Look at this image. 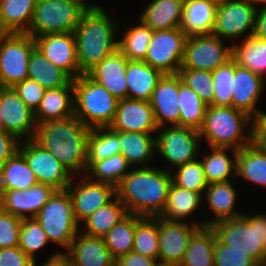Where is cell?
Listing matches in <instances>:
<instances>
[{
  "label": "cell",
  "instance_id": "cell-1",
  "mask_svg": "<svg viewBox=\"0 0 266 266\" xmlns=\"http://www.w3.org/2000/svg\"><path fill=\"white\" fill-rule=\"evenodd\" d=\"M171 184L172 176L167 167H134L117 184L116 196L128 214L156 217L166 207Z\"/></svg>",
  "mask_w": 266,
  "mask_h": 266
},
{
  "label": "cell",
  "instance_id": "cell-2",
  "mask_svg": "<svg viewBox=\"0 0 266 266\" xmlns=\"http://www.w3.org/2000/svg\"><path fill=\"white\" fill-rule=\"evenodd\" d=\"M89 132L90 128L72 115L38 124L34 140L57 158L73 176L85 175Z\"/></svg>",
  "mask_w": 266,
  "mask_h": 266
},
{
  "label": "cell",
  "instance_id": "cell-3",
  "mask_svg": "<svg viewBox=\"0 0 266 266\" xmlns=\"http://www.w3.org/2000/svg\"><path fill=\"white\" fill-rule=\"evenodd\" d=\"M98 4H91L81 15L74 33L80 72L87 74L106 56L118 49L116 34L120 25ZM119 29V30H118Z\"/></svg>",
  "mask_w": 266,
  "mask_h": 266
},
{
  "label": "cell",
  "instance_id": "cell-4",
  "mask_svg": "<svg viewBox=\"0 0 266 266\" xmlns=\"http://www.w3.org/2000/svg\"><path fill=\"white\" fill-rule=\"evenodd\" d=\"M251 117L232 106L207 105L202 128L201 141L206 139L209 147L242 149L250 144Z\"/></svg>",
  "mask_w": 266,
  "mask_h": 266
},
{
  "label": "cell",
  "instance_id": "cell-5",
  "mask_svg": "<svg viewBox=\"0 0 266 266\" xmlns=\"http://www.w3.org/2000/svg\"><path fill=\"white\" fill-rule=\"evenodd\" d=\"M211 227L223 244L244 252L259 266L262 264L266 253V212L219 220Z\"/></svg>",
  "mask_w": 266,
  "mask_h": 266
},
{
  "label": "cell",
  "instance_id": "cell-6",
  "mask_svg": "<svg viewBox=\"0 0 266 266\" xmlns=\"http://www.w3.org/2000/svg\"><path fill=\"white\" fill-rule=\"evenodd\" d=\"M74 115L87 127H109L116 116L118 99L87 74L73 79Z\"/></svg>",
  "mask_w": 266,
  "mask_h": 266
},
{
  "label": "cell",
  "instance_id": "cell-7",
  "mask_svg": "<svg viewBox=\"0 0 266 266\" xmlns=\"http://www.w3.org/2000/svg\"><path fill=\"white\" fill-rule=\"evenodd\" d=\"M89 6L90 3L85 0H37L26 33L35 38L45 34L74 32L81 15Z\"/></svg>",
  "mask_w": 266,
  "mask_h": 266
},
{
  "label": "cell",
  "instance_id": "cell-8",
  "mask_svg": "<svg viewBox=\"0 0 266 266\" xmlns=\"http://www.w3.org/2000/svg\"><path fill=\"white\" fill-rule=\"evenodd\" d=\"M34 218L46 232L49 242L64 247L65 252L80 232L67 190H57Z\"/></svg>",
  "mask_w": 266,
  "mask_h": 266
},
{
  "label": "cell",
  "instance_id": "cell-9",
  "mask_svg": "<svg viewBox=\"0 0 266 266\" xmlns=\"http://www.w3.org/2000/svg\"><path fill=\"white\" fill-rule=\"evenodd\" d=\"M36 48L27 33H9L0 44V87H13L28 77L29 58Z\"/></svg>",
  "mask_w": 266,
  "mask_h": 266
},
{
  "label": "cell",
  "instance_id": "cell-10",
  "mask_svg": "<svg viewBox=\"0 0 266 266\" xmlns=\"http://www.w3.org/2000/svg\"><path fill=\"white\" fill-rule=\"evenodd\" d=\"M156 152L175 168L199 158L201 138L198 130L180 126L158 128Z\"/></svg>",
  "mask_w": 266,
  "mask_h": 266
},
{
  "label": "cell",
  "instance_id": "cell-11",
  "mask_svg": "<svg viewBox=\"0 0 266 266\" xmlns=\"http://www.w3.org/2000/svg\"><path fill=\"white\" fill-rule=\"evenodd\" d=\"M188 36L181 28L153 31L144 62L164 74H177L181 68Z\"/></svg>",
  "mask_w": 266,
  "mask_h": 266
},
{
  "label": "cell",
  "instance_id": "cell-12",
  "mask_svg": "<svg viewBox=\"0 0 266 266\" xmlns=\"http://www.w3.org/2000/svg\"><path fill=\"white\" fill-rule=\"evenodd\" d=\"M257 9L250 0H219L212 35L230 41L253 35Z\"/></svg>",
  "mask_w": 266,
  "mask_h": 266
},
{
  "label": "cell",
  "instance_id": "cell-13",
  "mask_svg": "<svg viewBox=\"0 0 266 266\" xmlns=\"http://www.w3.org/2000/svg\"><path fill=\"white\" fill-rule=\"evenodd\" d=\"M232 59V45L214 35L189 36L180 69L214 71Z\"/></svg>",
  "mask_w": 266,
  "mask_h": 266
},
{
  "label": "cell",
  "instance_id": "cell-14",
  "mask_svg": "<svg viewBox=\"0 0 266 266\" xmlns=\"http://www.w3.org/2000/svg\"><path fill=\"white\" fill-rule=\"evenodd\" d=\"M18 152L25 158L38 183L48 184L56 190H66L70 185L73 175L34 139L19 142Z\"/></svg>",
  "mask_w": 266,
  "mask_h": 266
},
{
  "label": "cell",
  "instance_id": "cell-15",
  "mask_svg": "<svg viewBox=\"0 0 266 266\" xmlns=\"http://www.w3.org/2000/svg\"><path fill=\"white\" fill-rule=\"evenodd\" d=\"M160 265L179 266L182 262L190 237L202 227V221H169L157 216Z\"/></svg>",
  "mask_w": 266,
  "mask_h": 266
},
{
  "label": "cell",
  "instance_id": "cell-16",
  "mask_svg": "<svg viewBox=\"0 0 266 266\" xmlns=\"http://www.w3.org/2000/svg\"><path fill=\"white\" fill-rule=\"evenodd\" d=\"M77 183L71 181L67 191L72 200L73 212L77 223L84 222L99 207L111 202L116 197V187L103 182L91 180L82 175Z\"/></svg>",
  "mask_w": 266,
  "mask_h": 266
},
{
  "label": "cell",
  "instance_id": "cell-17",
  "mask_svg": "<svg viewBox=\"0 0 266 266\" xmlns=\"http://www.w3.org/2000/svg\"><path fill=\"white\" fill-rule=\"evenodd\" d=\"M0 111L4 130L17 140L34 139L36 122L34 111L18 96L12 87H0Z\"/></svg>",
  "mask_w": 266,
  "mask_h": 266
},
{
  "label": "cell",
  "instance_id": "cell-18",
  "mask_svg": "<svg viewBox=\"0 0 266 266\" xmlns=\"http://www.w3.org/2000/svg\"><path fill=\"white\" fill-rule=\"evenodd\" d=\"M56 191L42 183L26 190H0V208L20 219L34 218Z\"/></svg>",
  "mask_w": 266,
  "mask_h": 266
},
{
  "label": "cell",
  "instance_id": "cell-19",
  "mask_svg": "<svg viewBox=\"0 0 266 266\" xmlns=\"http://www.w3.org/2000/svg\"><path fill=\"white\" fill-rule=\"evenodd\" d=\"M34 40L36 48L72 79L82 75L77 62L76 41L73 32L45 34L35 37Z\"/></svg>",
  "mask_w": 266,
  "mask_h": 266
},
{
  "label": "cell",
  "instance_id": "cell-20",
  "mask_svg": "<svg viewBox=\"0 0 266 266\" xmlns=\"http://www.w3.org/2000/svg\"><path fill=\"white\" fill-rule=\"evenodd\" d=\"M113 131L157 133L158 125L150 101L120 99L116 116L109 126Z\"/></svg>",
  "mask_w": 266,
  "mask_h": 266
},
{
  "label": "cell",
  "instance_id": "cell-21",
  "mask_svg": "<svg viewBox=\"0 0 266 266\" xmlns=\"http://www.w3.org/2000/svg\"><path fill=\"white\" fill-rule=\"evenodd\" d=\"M178 95L179 74H164L153 90L150 100L158 128L179 126Z\"/></svg>",
  "mask_w": 266,
  "mask_h": 266
},
{
  "label": "cell",
  "instance_id": "cell-22",
  "mask_svg": "<svg viewBox=\"0 0 266 266\" xmlns=\"http://www.w3.org/2000/svg\"><path fill=\"white\" fill-rule=\"evenodd\" d=\"M128 59L119 49L106 56L87 75L105 87L118 100L128 98L126 69Z\"/></svg>",
  "mask_w": 266,
  "mask_h": 266
},
{
  "label": "cell",
  "instance_id": "cell-23",
  "mask_svg": "<svg viewBox=\"0 0 266 266\" xmlns=\"http://www.w3.org/2000/svg\"><path fill=\"white\" fill-rule=\"evenodd\" d=\"M265 80L234 61V80L232 91V107L247 113L250 117L263 112L257 108Z\"/></svg>",
  "mask_w": 266,
  "mask_h": 266
},
{
  "label": "cell",
  "instance_id": "cell-24",
  "mask_svg": "<svg viewBox=\"0 0 266 266\" xmlns=\"http://www.w3.org/2000/svg\"><path fill=\"white\" fill-rule=\"evenodd\" d=\"M70 262L74 266H114L112 257L103 238L91 237L80 231L73 239L67 251Z\"/></svg>",
  "mask_w": 266,
  "mask_h": 266
},
{
  "label": "cell",
  "instance_id": "cell-25",
  "mask_svg": "<svg viewBox=\"0 0 266 266\" xmlns=\"http://www.w3.org/2000/svg\"><path fill=\"white\" fill-rule=\"evenodd\" d=\"M219 0H184L181 30L189 36L212 35Z\"/></svg>",
  "mask_w": 266,
  "mask_h": 266
},
{
  "label": "cell",
  "instance_id": "cell-26",
  "mask_svg": "<svg viewBox=\"0 0 266 266\" xmlns=\"http://www.w3.org/2000/svg\"><path fill=\"white\" fill-rule=\"evenodd\" d=\"M74 115L73 79L65 86L47 89L34 111L36 125Z\"/></svg>",
  "mask_w": 266,
  "mask_h": 266
},
{
  "label": "cell",
  "instance_id": "cell-27",
  "mask_svg": "<svg viewBox=\"0 0 266 266\" xmlns=\"http://www.w3.org/2000/svg\"><path fill=\"white\" fill-rule=\"evenodd\" d=\"M232 180L208 184L203 194V200H206L213 214V218L201 220L202 226H211L213 223L241 216L243 213L234 209L237 199V188L232 184ZM212 219V220H211Z\"/></svg>",
  "mask_w": 266,
  "mask_h": 266
},
{
  "label": "cell",
  "instance_id": "cell-28",
  "mask_svg": "<svg viewBox=\"0 0 266 266\" xmlns=\"http://www.w3.org/2000/svg\"><path fill=\"white\" fill-rule=\"evenodd\" d=\"M184 0H152L139 20L153 31L180 28Z\"/></svg>",
  "mask_w": 266,
  "mask_h": 266
},
{
  "label": "cell",
  "instance_id": "cell-29",
  "mask_svg": "<svg viewBox=\"0 0 266 266\" xmlns=\"http://www.w3.org/2000/svg\"><path fill=\"white\" fill-rule=\"evenodd\" d=\"M119 142L120 154L131 167H150L148 162L156 156V137L151 133L119 131Z\"/></svg>",
  "mask_w": 266,
  "mask_h": 266
},
{
  "label": "cell",
  "instance_id": "cell-30",
  "mask_svg": "<svg viewBox=\"0 0 266 266\" xmlns=\"http://www.w3.org/2000/svg\"><path fill=\"white\" fill-rule=\"evenodd\" d=\"M163 74L144 61H128L126 83L128 98L150 101L153 90Z\"/></svg>",
  "mask_w": 266,
  "mask_h": 266
},
{
  "label": "cell",
  "instance_id": "cell-31",
  "mask_svg": "<svg viewBox=\"0 0 266 266\" xmlns=\"http://www.w3.org/2000/svg\"><path fill=\"white\" fill-rule=\"evenodd\" d=\"M209 149L210 152L200 159L207 183L227 182L235 178L237 150L221 147H210ZM229 149L232 153L231 156L228 154Z\"/></svg>",
  "mask_w": 266,
  "mask_h": 266
},
{
  "label": "cell",
  "instance_id": "cell-32",
  "mask_svg": "<svg viewBox=\"0 0 266 266\" xmlns=\"http://www.w3.org/2000/svg\"><path fill=\"white\" fill-rule=\"evenodd\" d=\"M231 45L232 59L236 64L266 80V40L251 35L239 44L233 42Z\"/></svg>",
  "mask_w": 266,
  "mask_h": 266
},
{
  "label": "cell",
  "instance_id": "cell-33",
  "mask_svg": "<svg viewBox=\"0 0 266 266\" xmlns=\"http://www.w3.org/2000/svg\"><path fill=\"white\" fill-rule=\"evenodd\" d=\"M216 233L211 226L199 227L190 237L179 266H214Z\"/></svg>",
  "mask_w": 266,
  "mask_h": 266
},
{
  "label": "cell",
  "instance_id": "cell-34",
  "mask_svg": "<svg viewBox=\"0 0 266 266\" xmlns=\"http://www.w3.org/2000/svg\"><path fill=\"white\" fill-rule=\"evenodd\" d=\"M203 193L190 191L175 185L170 186L167 204L160 217L169 221L187 222L186 219L198 210Z\"/></svg>",
  "mask_w": 266,
  "mask_h": 266
},
{
  "label": "cell",
  "instance_id": "cell-35",
  "mask_svg": "<svg viewBox=\"0 0 266 266\" xmlns=\"http://www.w3.org/2000/svg\"><path fill=\"white\" fill-rule=\"evenodd\" d=\"M37 0H0V22L9 33H26Z\"/></svg>",
  "mask_w": 266,
  "mask_h": 266
},
{
  "label": "cell",
  "instance_id": "cell-36",
  "mask_svg": "<svg viewBox=\"0 0 266 266\" xmlns=\"http://www.w3.org/2000/svg\"><path fill=\"white\" fill-rule=\"evenodd\" d=\"M28 79L38 82L45 89L67 85L72 78L48 60L37 48L29 58Z\"/></svg>",
  "mask_w": 266,
  "mask_h": 266
},
{
  "label": "cell",
  "instance_id": "cell-37",
  "mask_svg": "<svg viewBox=\"0 0 266 266\" xmlns=\"http://www.w3.org/2000/svg\"><path fill=\"white\" fill-rule=\"evenodd\" d=\"M127 215L126 207L116 196L108 204L99 207L83 222L86 225V231L82 233L102 238Z\"/></svg>",
  "mask_w": 266,
  "mask_h": 266
},
{
  "label": "cell",
  "instance_id": "cell-38",
  "mask_svg": "<svg viewBox=\"0 0 266 266\" xmlns=\"http://www.w3.org/2000/svg\"><path fill=\"white\" fill-rule=\"evenodd\" d=\"M37 183L34 172L18 151L0 168V190H26Z\"/></svg>",
  "mask_w": 266,
  "mask_h": 266
},
{
  "label": "cell",
  "instance_id": "cell-39",
  "mask_svg": "<svg viewBox=\"0 0 266 266\" xmlns=\"http://www.w3.org/2000/svg\"><path fill=\"white\" fill-rule=\"evenodd\" d=\"M120 153L119 131L110 127L91 128L87 138V169L96 161Z\"/></svg>",
  "mask_w": 266,
  "mask_h": 266
},
{
  "label": "cell",
  "instance_id": "cell-40",
  "mask_svg": "<svg viewBox=\"0 0 266 266\" xmlns=\"http://www.w3.org/2000/svg\"><path fill=\"white\" fill-rule=\"evenodd\" d=\"M179 126L200 130L204 123L207 104L190 87L182 82L179 75Z\"/></svg>",
  "mask_w": 266,
  "mask_h": 266
},
{
  "label": "cell",
  "instance_id": "cell-41",
  "mask_svg": "<svg viewBox=\"0 0 266 266\" xmlns=\"http://www.w3.org/2000/svg\"><path fill=\"white\" fill-rule=\"evenodd\" d=\"M236 177L266 188V154L251 145L237 150Z\"/></svg>",
  "mask_w": 266,
  "mask_h": 266
},
{
  "label": "cell",
  "instance_id": "cell-42",
  "mask_svg": "<svg viewBox=\"0 0 266 266\" xmlns=\"http://www.w3.org/2000/svg\"><path fill=\"white\" fill-rule=\"evenodd\" d=\"M141 218L139 215L128 214L102 237L115 260L133 250L136 223Z\"/></svg>",
  "mask_w": 266,
  "mask_h": 266
},
{
  "label": "cell",
  "instance_id": "cell-43",
  "mask_svg": "<svg viewBox=\"0 0 266 266\" xmlns=\"http://www.w3.org/2000/svg\"><path fill=\"white\" fill-rule=\"evenodd\" d=\"M139 22L135 26L129 25L118 40V49L130 61H144L153 34L150 27L141 20Z\"/></svg>",
  "mask_w": 266,
  "mask_h": 266
},
{
  "label": "cell",
  "instance_id": "cell-44",
  "mask_svg": "<svg viewBox=\"0 0 266 266\" xmlns=\"http://www.w3.org/2000/svg\"><path fill=\"white\" fill-rule=\"evenodd\" d=\"M131 165L120 154L105 158L94 162L86 172V176L93 181L108 183L113 186L123 179V177L130 171Z\"/></svg>",
  "mask_w": 266,
  "mask_h": 266
},
{
  "label": "cell",
  "instance_id": "cell-45",
  "mask_svg": "<svg viewBox=\"0 0 266 266\" xmlns=\"http://www.w3.org/2000/svg\"><path fill=\"white\" fill-rule=\"evenodd\" d=\"M158 261L159 236L156 217H142L136 223L133 250Z\"/></svg>",
  "mask_w": 266,
  "mask_h": 266
},
{
  "label": "cell",
  "instance_id": "cell-46",
  "mask_svg": "<svg viewBox=\"0 0 266 266\" xmlns=\"http://www.w3.org/2000/svg\"><path fill=\"white\" fill-rule=\"evenodd\" d=\"M172 182L184 189L203 193L208 186L200 159L169 169Z\"/></svg>",
  "mask_w": 266,
  "mask_h": 266
},
{
  "label": "cell",
  "instance_id": "cell-47",
  "mask_svg": "<svg viewBox=\"0 0 266 266\" xmlns=\"http://www.w3.org/2000/svg\"><path fill=\"white\" fill-rule=\"evenodd\" d=\"M49 239L35 218L22 219L19 232L18 246L33 261H36V252L48 245Z\"/></svg>",
  "mask_w": 266,
  "mask_h": 266
},
{
  "label": "cell",
  "instance_id": "cell-48",
  "mask_svg": "<svg viewBox=\"0 0 266 266\" xmlns=\"http://www.w3.org/2000/svg\"><path fill=\"white\" fill-rule=\"evenodd\" d=\"M214 81V97L210 105L232 106V91L234 80V60H229L226 64L219 66L212 71Z\"/></svg>",
  "mask_w": 266,
  "mask_h": 266
},
{
  "label": "cell",
  "instance_id": "cell-49",
  "mask_svg": "<svg viewBox=\"0 0 266 266\" xmlns=\"http://www.w3.org/2000/svg\"><path fill=\"white\" fill-rule=\"evenodd\" d=\"M182 82L190 87L207 104L213 102L214 81L212 72L194 69H180Z\"/></svg>",
  "mask_w": 266,
  "mask_h": 266
},
{
  "label": "cell",
  "instance_id": "cell-50",
  "mask_svg": "<svg viewBox=\"0 0 266 266\" xmlns=\"http://www.w3.org/2000/svg\"><path fill=\"white\" fill-rule=\"evenodd\" d=\"M214 266H259L244 252L223 244L217 237L214 246Z\"/></svg>",
  "mask_w": 266,
  "mask_h": 266
},
{
  "label": "cell",
  "instance_id": "cell-51",
  "mask_svg": "<svg viewBox=\"0 0 266 266\" xmlns=\"http://www.w3.org/2000/svg\"><path fill=\"white\" fill-rule=\"evenodd\" d=\"M22 219L0 208V249L18 246Z\"/></svg>",
  "mask_w": 266,
  "mask_h": 266
},
{
  "label": "cell",
  "instance_id": "cell-52",
  "mask_svg": "<svg viewBox=\"0 0 266 266\" xmlns=\"http://www.w3.org/2000/svg\"><path fill=\"white\" fill-rule=\"evenodd\" d=\"M12 88L33 111L37 109L47 90L38 82L28 78L15 84Z\"/></svg>",
  "mask_w": 266,
  "mask_h": 266
},
{
  "label": "cell",
  "instance_id": "cell-53",
  "mask_svg": "<svg viewBox=\"0 0 266 266\" xmlns=\"http://www.w3.org/2000/svg\"><path fill=\"white\" fill-rule=\"evenodd\" d=\"M250 144L256 150L266 154V113L251 116Z\"/></svg>",
  "mask_w": 266,
  "mask_h": 266
},
{
  "label": "cell",
  "instance_id": "cell-54",
  "mask_svg": "<svg viewBox=\"0 0 266 266\" xmlns=\"http://www.w3.org/2000/svg\"><path fill=\"white\" fill-rule=\"evenodd\" d=\"M33 263L19 246L0 249V266H33Z\"/></svg>",
  "mask_w": 266,
  "mask_h": 266
},
{
  "label": "cell",
  "instance_id": "cell-55",
  "mask_svg": "<svg viewBox=\"0 0 266 266\" xmlns=\"http://www.w3.org/2000/svg\"><path fill=\"white\" fill-rule=\"evenodd\" d=\"M19 142L13 135L0 130V168L18 151Z\"/></svg>",
  "mask_w": 266,
  "mask_h": 266
},
{
  "label": "cell",
  "instance_id": "cell-56",
  "mask_svg": "<svg viewBox=\"0 0 266 266\" xmlns=\"http://www.w3.org/2000/svg\"><path fill=\"white\" fill-rule=\"evenodd\" d=\"M159 263L153 258L143 256L134 251L115 260L114 266H158Z\"/></svg>",
  "mask_w": 266,
  "mask_h": 266
},
{
  "label": "cell",
  "instance_id": "cell-57",
  "mask_svg": "<svg viewBox=\"0 0 266 266\" xmlns=\"http://www.w3.org/2000/svg\"><path fill=\"white\" fill-rule=\"evenodd\" d=\"M253 36L260 40H266V6L257 9Z\"/></svg>",
  "mask_w": 266,
  "mask_h": 266
},
{
  "label": "cell",
  "instance_id": "cell-58",
  "mask_svg": "<svg viewBox=\"0 0 266 266\" xmlns=\"http://www.w3.org/2000/svg\"><path fill=\"white\" fill-rule=\"evenodd\" d=\"M70 263L69 256L65 251H56L40 266H67ZM33 266H37V261H34Z\"/></svg>",
  "mask_w": 266,
  "mask_h": 266
},
{
  "label": "cell",
  "instance_id": "cell-59",
  "mask_svg": "<svg viewBox=\"0 0 266 266\" xmlns=\"http://www.w3.org/2000/svg\"><path fill=\"white\" fill-rule=\"evenodd\" d=\"M9 34V32L3 27V25L0 22V44L3 41V39Z\"/></svg>",
  "mask_w": 266,
  "mask_h": 266
},
{
  "label": "cell",
  "instance_id": "cell-60",
  "mask_svg": "<svg viewBox=\"0 0 266 266\" xmlns=\"http://www.w3.org/2000/svg\"><path fill=\"white\" fill-rule=\"evenodd\" d=\"M254 5H257V7L259 6H266V0H250ZM257 3V4H256ZM259 4V5H258ZM261 4V5H260Z\"/></svg>",
  "mask_w": 266,
  "mask_h": 266
},
{
  "label": "cell",
  "instance_id": "cell-61",
  "mask_svg": "<svg viewBox=\"0 0 266 266\" xmlns=\"http://www.w3.org/2000/svg\"><path fill=\"white\" fill-rule=\"evenodd\" d=\"M3 117H2V114H1V111H0V130H4V126H3Z\"/></svg>",
  "mask_w": 266,
  "mask_h": 266
},
{
  "label": "cell",
  "instance_id": "cell-62",
  "mask_svg": "<svg viewBox=\"0 0 266 266\" xmlns=\"http://www.w3.org/2000/svg\"><path fill=\"white\" fill-rule=\"evenodd\" d=\"M260 266H266V253L264 255V259L262 261V264Z\"/></svg>",
  "mask_w": 266,
  "mask_h": 266
},
{
  "label": "cell",
  "instance_id": "cell-63",
  "mask_svg": "<svg viewBox=\"0 0 266 266\" xmlns=\"http://www.w3.org/2000/svg\"><path fill=\"white\" fill-rule=\"evenodd\" d=\"M158 266H175V265H160V264H159Z\"/></svg>",
  "mask_w": 266,
  "mask_h": 266
},
{
  "label": "cell",
  "instance_id": "cell-64",
  "mask_svg": "<svg viewBox=\"0 0 266 266\" xmlns=\"http://www.w3.org/2000/svg\"><path fill=\"white\" fill-rule=\"evenodd\" d=\"M67 266H74L71 262Z\"/></svg>",
  "mask_w": 266,
  "mask_h": 266
}]
</instances>
